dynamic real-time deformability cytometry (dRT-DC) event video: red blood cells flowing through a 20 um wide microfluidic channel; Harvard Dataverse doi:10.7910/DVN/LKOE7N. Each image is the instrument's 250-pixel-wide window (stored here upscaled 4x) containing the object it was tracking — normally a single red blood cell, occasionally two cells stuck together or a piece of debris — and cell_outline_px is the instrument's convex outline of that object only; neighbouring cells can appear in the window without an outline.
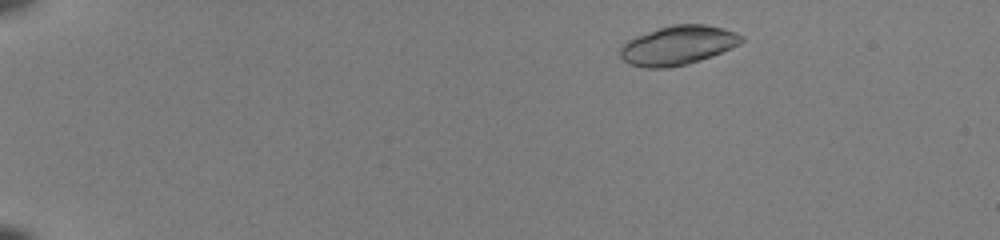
{"species": "common noctule bat (a hibernating species)", "species_latin": "Nyctalus noctula", "temperature_condition": "room temperature", "stored_images_in_passage": 47, "segment_of_instrument_passage": [1, 2], "camera_frame_rate_fps": 3000, "um_per_image_px": 0.085, "animal": {"sex": "female", "body_mass_g": 22.0, "forearm_length_mm": 56.7}, "frame": {"image": 1, "passage_image": 5, "time_ms": 1.333, "image_size_px": [1000, 240], "cell_outline_px": [[744, 40], [740, 44], [720, 52], [684, 64], [668, 68], [644, 68], [628, 64], [620, 56], [620, 48], [628, 40], [636, 36], [672, 24], [704, 24], [724, 28], [736, 32], [744, 36]], "centroid_in_image_um": [57.61, 3.84], "position_along_channel_um": 27.4, "area_um2": 27.34}}
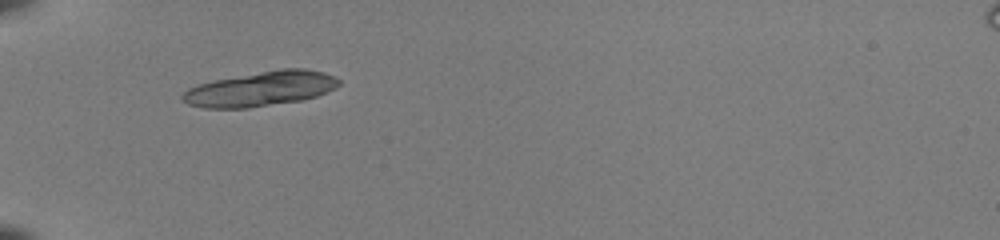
{"frame": {"image": 2, "passage_image": 15, "time_ms": 4.667, "image_size_px": [1000, 240], "cell_outline_px": [[340, 84], [336, 88], [316, 96], [300, 100], [248, 108], [204, 108], [188, 104], [180, 96], [188, 88], [212, 80], [280, 68], [304, 68], [324, 72], [340, 80]], "centroid_in_image_um": [22.16, 7.54], "position_along_channel_um": 62.8, "area_um2": 31.62}}